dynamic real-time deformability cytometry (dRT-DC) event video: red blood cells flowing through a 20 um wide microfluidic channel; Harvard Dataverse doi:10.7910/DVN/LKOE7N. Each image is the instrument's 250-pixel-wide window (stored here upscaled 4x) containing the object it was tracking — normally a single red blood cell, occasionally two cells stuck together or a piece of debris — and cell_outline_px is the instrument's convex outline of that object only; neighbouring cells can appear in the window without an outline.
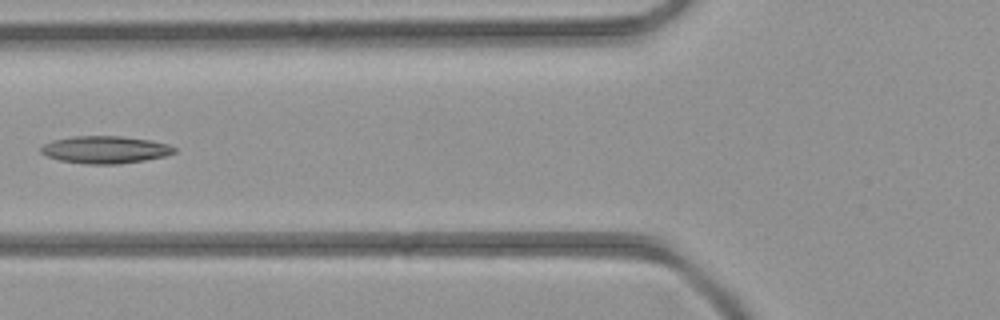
{"species": "common noctule bat (a hibernating species)", "species_latin": "Nyctalus noctula", "temperature_condition": "room temperature", "stored_images_in_passage": 5, "camera_frame_rate_fps": 3000, "um_per_image_px": 0.085, "animal": {"sex": "female", "body_mass_g": 21.9}, "frame": {"image": 1, "passage_image": 5, "time_ms": 4.667, "image_size_px": [1000, 320], "cell_outline_px": [[176, 152], [164, 156], [144, 160], [116, 164], [84, 164], [60, 160], [48, 156], [40, 152], [40, 148], [44, 144], [52, 140], [72, 136], [120, 136], [152, 140], [168, 144], [176, 148]], "centroid_in_image_um": [8.94, 12.71], "position_along_channel_um": 116.9, "area_um2": 21.27}}